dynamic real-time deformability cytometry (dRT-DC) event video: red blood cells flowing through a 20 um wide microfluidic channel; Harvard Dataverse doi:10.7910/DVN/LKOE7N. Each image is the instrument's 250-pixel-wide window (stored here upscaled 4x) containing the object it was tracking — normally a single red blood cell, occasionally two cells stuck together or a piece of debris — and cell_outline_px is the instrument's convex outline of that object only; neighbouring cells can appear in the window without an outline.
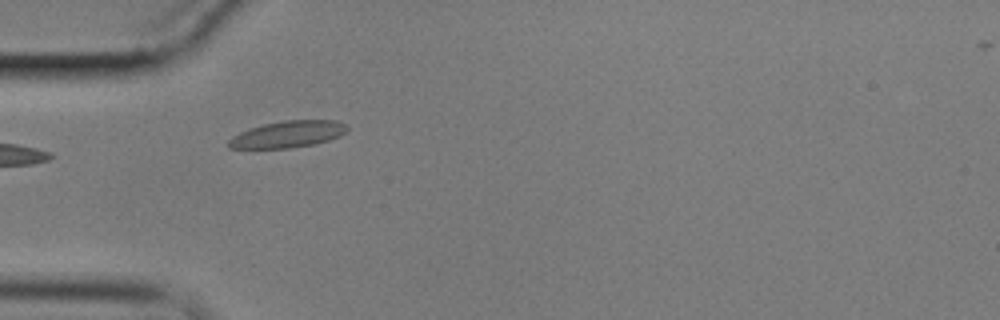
{"species": "common noctule bat (a hibernating species)", "species_latin": "Nyctalus noctula", "temperature_condition": "cold", "stored_images_in_passage": 17, "camera_frame_rate_fps": 3000, "um_per_image_px": 0.085, "animal": {"sex": "male", "body_mass_g": 17.9}, "frame": {"image": 1, "passage_image": 1, "time_ms": 0.0, "image_size_px": [1000, 320], "cell_outline_px": [[348, 128], [340, 136], [316, 144], [288, 148], [228, 148], [228, 140], [232, 136], [240, 132], [264, 124], [284, 120], [336, 120], [344, 124]], "centroid_in_image_um": [24.46, 11.41], "position_along_channel_um": 60.5, "area_um2": 18.26}}